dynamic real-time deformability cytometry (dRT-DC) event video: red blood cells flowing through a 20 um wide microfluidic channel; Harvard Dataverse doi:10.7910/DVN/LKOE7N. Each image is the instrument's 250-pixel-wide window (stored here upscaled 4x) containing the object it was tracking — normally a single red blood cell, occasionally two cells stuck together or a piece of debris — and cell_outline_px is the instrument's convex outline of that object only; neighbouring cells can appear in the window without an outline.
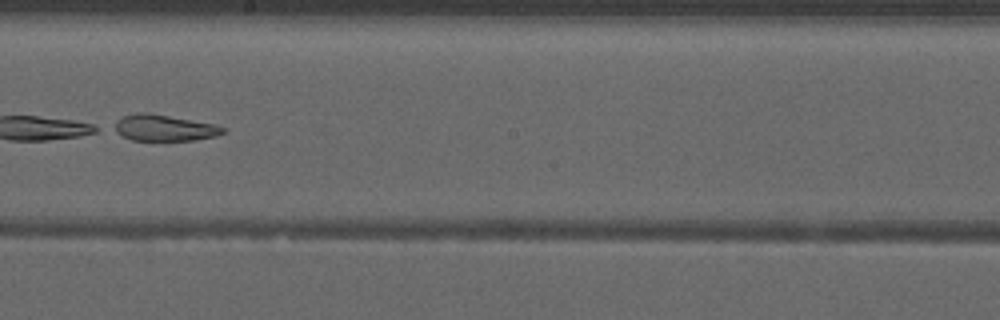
{"species": "common noctule bat (a hibernating species)", "species_latin": "Nyctalus noctula", "temperature_condition": "warm", "stored_images_in_passage": 44, "camera_frame_rate_fps": 3000, "um_per_image_px": 0.085, "animal": {"sex": "male", "forearm_length_mm": 52.5}, "frame": {"image": 1, "passage_image": 25, "time_ms": 8.0, "image_size_px": [1000, 320], "cell_outline_px": [[228, 132], [216, 136], [196, 140], [132, 140], [108, 128], [116, 120], [124, 116], [136, 112], [148, 112], [216, 124], [228, 128]], "centroid_in_image_um": [13.96, 10.86], "position_along_channel_um": 234.2, "area_um2": 17.05}}